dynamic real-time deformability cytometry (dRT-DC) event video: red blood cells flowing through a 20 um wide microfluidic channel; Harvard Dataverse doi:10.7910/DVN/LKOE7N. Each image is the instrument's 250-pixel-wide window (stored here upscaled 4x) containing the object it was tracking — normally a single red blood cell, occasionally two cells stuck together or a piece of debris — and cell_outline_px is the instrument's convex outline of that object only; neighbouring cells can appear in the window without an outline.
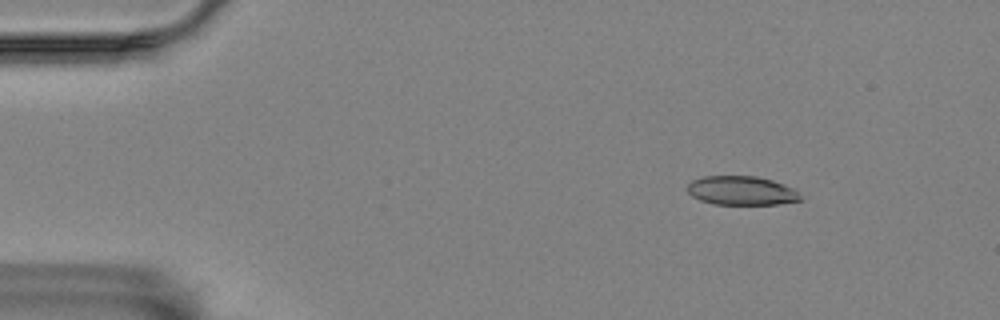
{"species": "Egyptian fruit bat (a non-hibernating species)", "species_latin": "Rousettus aegyptiacus", "temperature_condition": "room temperature", "stored_images_in_passage": 5, "camera_frame_rate_fps": 3000, "um_per_image_px": 0.085, "animal": {"sex": "female"}, "frame": {"image": 1, "passage_image": 1, "time_ms": 0.0, "image_size_px": [1000, 320], "cell_outline_px": [[800, 200], [776, 204], [712, 204], [700, 200], [692, 196], [684, 188], [692, 180], [704, 176], [756, 176], [772, 180], [796, 188], [800, 196]], "centroid_in_image_um": [63.0, 16.19], "position_along_channel_um": 22.0, "area_um2": 19.19}}
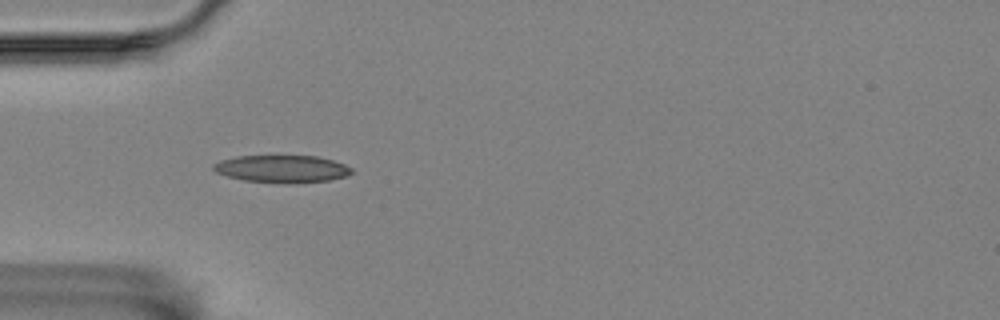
{"frame": {"image": 2, "passage_image": 4, "time_ms": 3.333, "image_size_px": [1000, 320], "cell_outline_px": [[352, 172], [348, 176], [328, 180], [292, 184], [244, 180], [228, 176], [216, 172], [212, 168], [212, 164], [220, 160], [236, 156], [316, 156], [332, 160], [344, 164], [352, 168]], "centroid_in_image_um": [23.97, 14.35], "position_along_channel_um": 61.0, "area_um2": 22.08}}
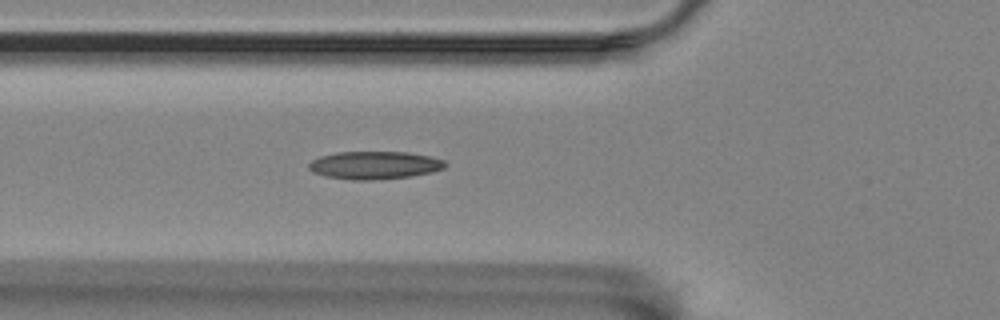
{"frame": {"image": 3, "passage_image": 5, "time_ms": 4.333, "image_size_px": [1000, 320], "cell_outline_px": [[448, 164], [444, 168], [432, 172], [412, 176], [372, 180], [352, 180], [324, 176], [312, 172], [308, 168], [308, 164], [312, 160], [320, 156], [336, 152], [408, 152], [428, 156], [444, 160]], "centroid_in_image_um": [31.82, 14.04], "position_along_channel_um": 94.0, "area_um2": 22.25}}